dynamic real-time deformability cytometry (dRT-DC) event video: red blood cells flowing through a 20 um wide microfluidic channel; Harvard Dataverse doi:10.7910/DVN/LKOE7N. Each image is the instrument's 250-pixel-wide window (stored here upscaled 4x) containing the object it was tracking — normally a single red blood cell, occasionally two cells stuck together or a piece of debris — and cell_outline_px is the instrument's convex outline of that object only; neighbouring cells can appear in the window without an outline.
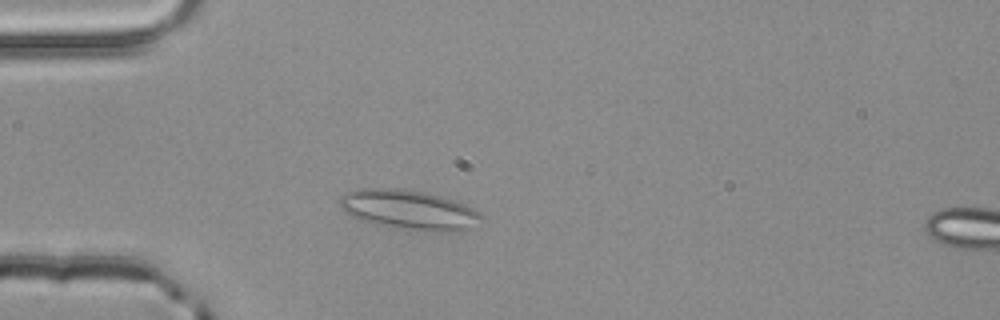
{"species": "common noctule bat (a hibernating species)", "species_latin": "Nyctalus noctula", "temperature_condition": "room temperature", "stored_images_in_passage": 2, "camera_frame_rate_fps": 3000, "um_per_image_px": 0.085, "animal": {"sex": "male", "body_mass_g": 20.4}, "frame": {"image": 1, "passage_image": 2, "time_ms": 0.333, "image_size_px": [1000, 320], "cell_outline_px": [[484, 220], [460, 232], [440, 232], [412, 228], [360, 220], [352, 216], [340, 208], [340, 196], [344, 192], [360, 188], [396, 188], [428, 192], [464, 204], [480, 212], [484, 216]], "centroid_in_image_um": [34.8, 17.8], "position_along_channel_um": 50.2, "area_um2": 32.25}}